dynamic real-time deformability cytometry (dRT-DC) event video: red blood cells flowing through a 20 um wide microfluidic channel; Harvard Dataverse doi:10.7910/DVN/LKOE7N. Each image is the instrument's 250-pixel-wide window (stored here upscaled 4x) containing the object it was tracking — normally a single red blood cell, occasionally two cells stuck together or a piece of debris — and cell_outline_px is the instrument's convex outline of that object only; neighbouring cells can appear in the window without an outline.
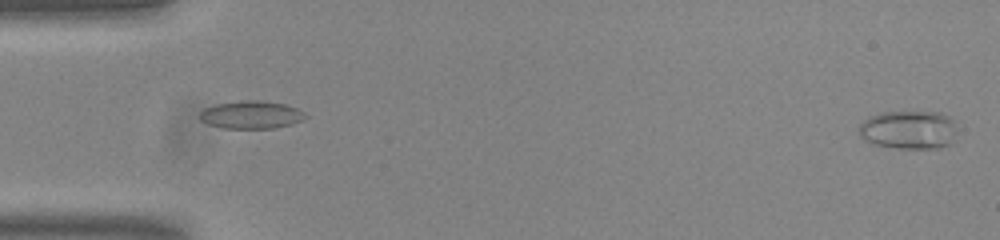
{"species": "common noctule bat (a hibernating species)", "species_latin": "Nyctalus noctula", "temperature_condition": "room temperature", "stored_images_in_passage": 54, "camera_frame_rate_fps": 3000, "um_per_image_px": 0.085, "animal": {"sex": "male", "body_mass_g": 20.0, "forearm_length_mm": 53.3}, "frame": {"image": 1, "passage_image": 1, "time_ms": 0.0, "image_size_px": [1000, 240], "cell_outline_px": [[956, 132], [952, 144], [940, 148], [896, 148], [872, 144], [864, 140], [860, 136], [856, 128], [868, 116], [884, 112], [940, 112], [948, 116], [952, 120]], "centroid_in_image_um": [77.2, 11.04], "position_along_channel_um": 7.8, "area_um2": 22.31}}
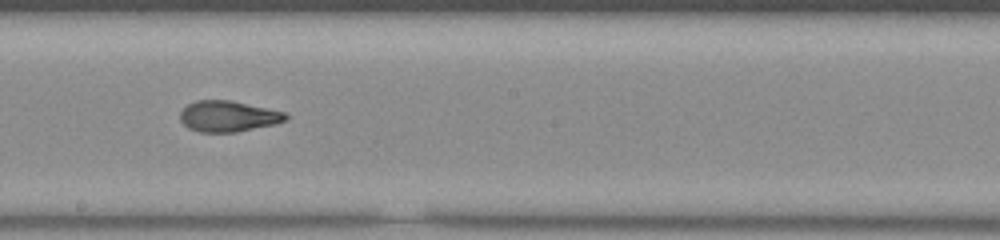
{"frame": {"image": 2, "passage_image": 30, "time_ms": 9.667, "image_size_px": [1000, 240], "cell_outline_px": [[288, 120], [276, 124], [236, 132], [200, 132], [188, 128], [180, 120], [180, 112], [188, 104], [196, 100], [228, 100], [288, 112]], "centroid_in_image_um": [19.43, 9.88], "position_along_channel_um": 228.8, "area_um2": 19.13}}
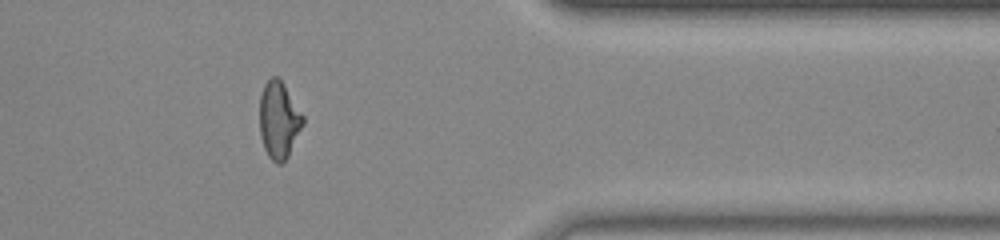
{"frame": {"image": 3, "passage_image": 44, "time_ms": 14.333, "image_size_px": [1000, 240], "cell_outline_px": [[304, 124], [288, 156], [280, 164], [276, 164], [268, 156], [264, 148], [260, 136], [260, 96], [264, 84], [272, 76], [276, 76], [284, 84], [304, 116]], "centroid_in_image_um": [23.7, 10.21], "position_along_channel_um": 387.7, "area_um2": 19.42}, "authors_computed_cell_mechanics": {"area_um2": 19.6809, "velocity_mm_per_s": 3.8049, "shape_relaxation_time_tau1_ms": null, "shape_relaxation_time_tau2_ms": 1.6148, "deformation_change_tau1": null, "deformation_change_tau2": 0.0891}}